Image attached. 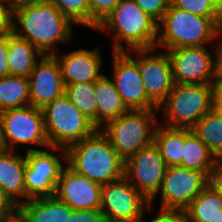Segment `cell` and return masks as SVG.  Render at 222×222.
I'll return each instance as SVG.
<instances>
[{
	"instance_id": "41",
	"label": "cell",
	"mask_w": 222,
	"mask_h": 222,
	"mask_svg": "<svg viewBox=\"0 0 222 222\" xmlns=\"http://www.w3.org/2000/svg\"><path fill=\"white\" fill-rule=\"evenodd\" d=\"M217 50L215 52V59H216V72L222 73V43L219 44L216 48Z\"/></svg>"
},
{
	"instance_id": "9",
	"label": "cell",
	"mask_w": 222,
	"mask_h": 222,
	"mask_svg": "<svg viewBox=\"0 0 222 222\" xmlns=\"http://www.w3.org/2000/svg\"><path fill=\"white\" fill-rule=\"evenodd\" d=\"M151 204L123 176L101 186L100 210L106 222H140Z\"/></svg>"
},
{
	"instance_id": "30",
	"label": "cell",
	"mask_w": 222,
	"mask_h": 222,
	"mask_svg": "<svg viewBox=\"0 0 222 222\" xmlns=\"http://www.w3.org/2000/svg\"><path fill=\"white\" fill-rule=\"evenodd\" d=\"M169 4L202 17H222L209 0H169Z\"/></svg>"
},
{
	"instance_id": "20",
	"label": "cell",
	"mask_w": 222,
	"mask_h": 222,
	"mask_svg": "<svg viewBox=\"0 0 222 222\" xmlns=\"http://www.w3.org/2000/svg\"><path fill=\"white\" fill-rule=\"evenodd\" d=\"M37 56L40 59H37ZM43 56L44 54L29 41L16 36L13 32L8 34L9 75L29 77Z\"/></svg>"
},
{
	"instance_id": "35",
	"label": "cell",
	"mask_w": 222,
	"mask_h": 222,
	"mask_svg": "<svg viewBox=\"0 0 222 222\" xmlns=\"http://www.w3.org/2000/svg\"><path fill=\"white\" fill-rule=\"evenodd\" d=\"M144 218L140 220L143 221ZM148 222H187L185 211L160 209L159 215Z\"/></svg>"
},
{
	"instance_id": "4",
	"label": "cell",
	"mask_w": 222,
	"mask_h": 222,
	"mask_svg": "<svg viewBox=\"0 0 222 222\" xmlns=\"http://www.w3.org/2000/svg\"><path fill=\"white\" fill-rule=\"evenodd\" d=\"M221 34L222 17H202L169 6L158 24L156 46L165 47L167 50L206 46V43L218 38Z\"/></svg>"
},
{
	"instance_id": "43",
	"label": "cell",
	"mask_w": 222,
	"mask_h": 222,
	"mask_svg": "<svg viewBox=\"0 0 222 222\" xmlns=\"http://www.w3.org/2000/svg\"><path fill=\"white\" fill-rule=\"evenodd\" d=\"M4 149V142H3V129H2V119L0 113V150Z\"/></svg>"
},
{
	"instance_id": "29",
	"label": "cell",
	"mask_w": 222,
	"mask_h": 222,
	"mask_svg": "<svg viewBox=\"0 0 222 222\" xmlns=\"http://www.w3.org/2000/svg\"><path fill=\"white\" fill-rule=\"evenodd\" d=\"M53 4L72 23L90 28L89 0H45Z\"/></svg>"
},
{
	"instance_id": "1",
	"label": "cell",
	"mask_w": 222,
	"mask_h": 222,
	"mask_svg": "<svg viewBox=\"0 0 222 222\" xmlns=\"http://www.w3.org/2000/svg\"><path fill=\"white\" fill-rule=\"evenodd\" d=\"M16 23L22 27L21 30ZM71 24L73 23L48 1L27 0L14 4L12 32L29 41L44 55L58 53L55 49L52 50L55 44L69 42Z\"/></svg>"
},
{
	"instance_id": "12",
	"label": "cell",
	"mask_w": 222,
	"mask_h": 222,
	"mask_svg": "<svg viewBox=\"0 0 222 222\" xmlns=\"http://www.w3.org/2000/svg\"><path fill=\"white\" fill-rule=\"evenodd\" d=\"M212 177L204 170L180 166L167 167L160 189L161 209L185 210L190 202L210 183Z\"/></svg>"
},
{
	"instance_id": "22",
	"label": "cell",
	"mask_w": 222,
	"mask_h": 222,
	"mask_svg": "<svg viewBox=\"0 0 222 222\" xmlns=\"http://www.w3.org/2000/svg\"><path fill=\"white\" fill-rule=\"evenodd\" d=\"M18 210L29 222H66L73 209L55 196L29 199Z\"/></svg>"
},
{
	"instance_id": "34",
	"label": "cell",
	"mask_w": 222,
	"mask_h": 222,
	"mask_svg": "<svg viewBox=\"0 0 222 222\" xmlns=\"http://www.w3.org/2000/svg\"><path fill=\"white\" fill-rule=\"evenodd\" d=\"M66 222H106L100 209L73 210Z\"/></svg>"
},
{
	"instance_id": "31",
	"label": "cell",
	"mask_w": 222,
	"mask_h": 222,
	"mask_svg": "<svg viewBox=\"0 0 222 222\" xmlns=\"http://www.w3.org/2000/svg\"><path fill=\"white\" fill-rule=\"evenodd\" d=\"M120 0H89L90 28L96 29L114 10Z\"/></svg>"
},
{
	"instance_id": "19",
	"label": "cell",
	"mask_w": 222,
	"mask_h": 222,
	"mask_svg": "<svg viewBox=\"0 0 222 222\" xmlns=\"http://www.w3.org/2000/svg\"><path fill=\"white\" fill-rule=\"evenodd\" d=\"M13 150H0V188L19 207L26 202L25 176L26 167L25 157L13 153ZM18 197L25 198L19 201ZM22 201V202H21Z\"/></svg>"
},
{
	"instance_id": "23",
	"label": "cell",
	"mask_w": 222,
	"mask_h": 222,
	"mask_svg": "<svg viewBox=\"0 0 222 222\" xmlns=\"http://www.w3.org/2000/svg\"><path fill=\"white\" fill-rule=\"evenodd\" d=\"M219 163L191 129H185L183 158L179 166L192 170H204L212 177Z\"/></svg>"
},
{
	"instance_id": "25",
	"label": "cell",
	"mask_w": 222,
	"mask_h": 222,
	"mask_svg": "<svg viewBox=\"0 0 222 222\" xmlns=\"http://www.w3.org/2000/svg\"><path fill=\"white\" fill-rule=\"evenodd\" d=\"M191 131L216 159L222 162V108L214 107L191 128Z\"/></svg>"
},
{
	"instance_id": "37",
	"label": "cell",
	"mask_w": 222,
	"mask_h": 222,
	"mask_svg": "<svg viewBox=\"0 0 222 222\" xmlns=\"http://www.w3.org/2000/svg\"><path fill=\"white\" fill-rule=\"evenodd\" d=\"M18 207L11 201V199L0 188V221L7 216L14 214Z\"/></svg>"
},
{
	"instance_id": "28",
	"label": "cell",
	"mask_w": 222,
	"mask_h": 222,
	"mask_svg": "<svg viewBox=\"0 0 222 222\" xmlns=\"http://www.w3.org/2000/svg\"><path fill=\"white\" fill-rule=\"evenodd\" d=\"M94 86L95 82L65 85L64 94L97 127V101Z\"/></svg>"
},
{
	"instance_id": "33",
	"label": "cell",
	"mask_w": 222,
	"mask_h": 222,
	"mask_svg": "<svg viewBox=\"0 0 222 222\" xmlns=\"http://www.w3.org/2000/svg\"><path fill=\"white\" fill-rule=\"evenodd\" d=\"M13 9L11 0H0V35H6L13 31Z\"/></svg>"
},
{
	"instance_id": "13",
	"label": "cell",
	"mask_w": 222,
	"mask_h": 222,
	"mask_svg": "<svg viewBox=\"0 0 222 222\" xmlns=\"http://www.w3.org/2000/svg\"><path fill=\"white\" fill-rule=\"evenodd\" d=\"M173 79L178 84H211L216 71V58L205 46L168 49Z\"/></svg>"
},
{
	"instance_id": "18",
	"label": "cell",
	"mask_w": 222,
	"mask_h": 222,
	"mask_svg": "<svg viewBox=\"0 0 222 222\" xmlns=\"http://www.w3.org/2000/svg\"><path fill=\"white\" fill-rule=\"evenodd\" d=\"M54 53L59 62L64 85L80 82H95L103 74L101 70V55L98 49H78L70 53Z\"/></svg>"
},
{
	"instance_id": "42",
	"label": "cell",
	"mask_w": 222,
	"mask_h": 222,
	"mask_svg": "<svg viewBox=\"0 0 222 222\" xmlns=\"http://www.w3.org/2000/svg\"><path fill=\"white\" fill-rule=\"evenodd\" d=\"M209 1L222 14V0H209Z\"/></svg>"
},
{
	"instance_id": "26",
	"label": "cell",
	"mask_w": 222,
	"mask_h": 222,
	"mask_svg": "<svg viewBox=\"0 0 222 222\" xmlns=\"http://www.w3.org/2000/svg\"><path fill=\"white\" fill-rule=\"evenodd\" d=\"M185 129L170 128L160 123L154 132L153 143L159 149L167 167L179 166L183 158Z\"/></svg>"
},
{
	"instance_id": "17",
	"label": "cell",
	"mask_w": 222,
	"mask_h": 222,
	"mask_svg": "<svg viewBox=\"0 0 222 222\" xmlns=\"http://www.w3.org/2000/svg\"><path fill=\"white\" fill-rule=\"evenodd\" d=\"M30 105L43 108L64 94L65 85L59 62L53 55H44L30 76Z\"/></svg>"
},
{
	"instance_id": "6",
	"label": "cell",
	"mask_w": 222,
	"mask_h": 222,
	"mask_svg": "<svg viewBox=\"0 0 222 222\" xmlns=\"http://www.w3.org/2000/svg\"><path fill=\"white\" fill-rule=\"evenodd\" d=\"M160 108L165 113V119L163 123H160L161 125L170 128L191 129L214 108L212 86L211 84L175 83L158 110Z\"/></svg>"
},
{
	"instance_id": "15",
	"label": "cell",
	"mask_w": 222,
	"mask_h": 222,
	"mask_svg": "<svg viewBox=\"0 0 222 222\" xmlns=\"http://www.w3.org/2000/svg\"><path fill=\"white\" fill-rule=\"evenodd\" d=\"M153 50L155 48L134 49L138 57L133 59L139 64L147 96L159 107L173 89L175 82L168 53L149 55Z\"/></svg>"
},
{
	"instance_id": "39",
	"label": "cell",
	"mask_w": 222,
	"mask_h": 222,
	"mask_svg": "<svg viewBox=\"0 0 222 222\" xmlns=\"http://www.w3.org/2000/svg\"><path fill=\"white\" fill-rule=\"evenodd\" d=\"M212 183L222 195V162H220L212 175Z\"/></svg>"
},
{
	"instance_id": "36",
	"label": "cell",
	"mask_w": 222,
	"mask_h": 222,
	"mask_svg": "<svg viewBox=\"0 0 222 222\" xmlns=\"http://www.w3.org/2000/svg\"><path fill=\"white\" fill-rule=\"evenodd\" d=\"M7 56H8V34L0 35V77H6L9 75Z\"/></svg>"
},
{
	"instance_id": "38",
	"label": "cell",
	"mask_w": 222,
	"mask_h": 222,
	"mask_svg": "<svg viewBox=\"0 0 222 222\" xmlns=\"http://www.w3.org/2000/svg\"><path fill=\"white\" fill-rule=\"evenodd\" d=\"M211 86L214 107L222 108V73L215 71Z\"/></svg>"
},
{
	"instance_id": "32",
	"label": "cell",
	"mask_w": 222,
	"mask_h": 222,
	"mask_svg": "<svg viewBox=\"0 0 222 222\" xmlns=\"http://www.w3.org/2000/svg\"><path fill=\"white\" fill-rule=\"evenodd\" d=\"M135 2L158 24L170 6L169 0H135Z\"/></svg>"
},
{
	"instance_id": "8",
	"label": "cell",
	"mask_w": 222,
	"mask_h": 222,
	"mask_svg": "<svg viewBox=\"0 0 222 222\" xmlns=\"http://www.w3.org/2000/svg\"><path fill=\"white\" fill-rule=\"evenodd\" d=\"M4 149L13 150L17 144L43 145L51 148L46 132L41 108L27 105L1 112ZM10 141V142H9Z\"/></svg>"
},
{
	"instance_id": "3",
	"label": "cell",
	"mask_w": 222,
	"mask_h": 222,
	"mask_svg": "<svg viewBox=\"0 0 222 222\" xmlns=\"http://www.w3.org/2000/svg\"><path fill=\"white\" fill-rule=\"evenodd\" d=\"M96 30L114 34V52H126L122 41L132 50L157 48L158 23L135 0H120Z\"/></svg>"
},
{
	"instance_id": "40",
	"label": "cell",
	"mask_w": 222,
	"mask_h": 222,
	"mask_svg": "<svg viewBox=\"0 0 222 222\" xmlns=\"http://www.w3.org/2000/svg\"><path fill=\"white\" fill-rule=\"evenodd\" d=\"M0 222H29L24 215L17 210L14 214L5 217Z\"/></svg>"
},
{
	"instance_id": "16",
	"label": "cell",
	"mask_w": 222,
	"mask_h": 222,
	"mask_svg": "<svg viewBox=\"0 0 222 222\" xmlns=\"http://www.w3.org/2000/svg\"><path fill=\"white\" fill-rule=\"evenodd\" d=\"M101 186L67 165L61 172L54 196L73 210L100 209Z\"/></svg>"
},
{
	"instance_id": "5",
	"label": "cell",
	"mask_w": 222,
	"mask_h": 222,
	"mask_svg": "<svg viewBox=\"0 0 222 222\" xmlns=\"http://www.w3.org/2000/svg\"><path fill=\"white\" fill-rule=\"evenodd\" d=\"M45 132L51 148L67 149L92 136L98 128L63 94L42 108Z\"/></svg>"
},
{
	"instance_id": "45",
	"label": "cell",
	"mask_w": 222,
	"mask_h": 222,
	"mask_svg": "<svg viewBox=\"0 0 222 222\" xmlns=\"http://www.w3.org/2000/svg\"><path fill=\"white\" fill-rule=\"evenodd\" d=\"M14 4L20 1H27V0H11Z\"/></svg>"
},
{
	"instance_id": "10",
	"label": "cell",
	"mask_w": 222,
	"mask_h": 222,
	"mask_svg": "<svg viewBox=\"0 0 222 222\" xmlns=\"http://www.w3.org/2000/svg\"><path fill=\"white\" fill-rule=\"evenodd\" d=\"M166 170L164 158L152 143L125 160L124 177L152 204L160 193Z\"/></svg>"
},
{
	"instance_id": "7",
	"label": "cell",
	"mask_w": 222,
	"mask_h": 222,
	"mask_svg": "<svg viewBox=\"0 0 222 222\" xmlns=\"http://www.w3.org/2000/svg\"><path fill=\"white\" fill-rule=\"evenodd\" d=\"M153 112L156 111L129 110L106 122L105 130L99 129L124 161L153 143L154 132L159 124Z\"/></svg>"
},
{
	"instance_id": "11",
	"label": "cell",
	"mask_w": 222,
	"mask_h": 222,
	"mask_svg": "<svg viewBox=\"0 0 222 222\" xmlns=\"http://www.w3.org/2000/svg\"><path fill=\"white\" fill-rule=\"evenodd\" d=\"M62 151L61 157L57 158L48 151L28 148L24 170L26 202L29 199L54 196L56 184L64 169L61 162L63 160L67 163V151Z\"/></svg>"
},
{
	"instance_id": "44",
	"label": "cell",
	"mask_w": 222,
	"mask_h": 222,
	"mask_svg": "<svg viewBox=\"0 0 222 222\" xmlns=\"http://www.w3.org/2000/svg\"><path fill=\"white\" fill-rule=\"evenodd\" d=\"M213 222H222V210L219 211L218 216L216 217L215 221Z\"/></svg>"
},
{
	"instance_id": "14",
	"label": "cell",
	"mask_w": 222,
	"mask_h": 222,
	"mask_svg": "<svg viewBox=\"0 0 222 222\" xmlns=\"http://www.w3.org/2000/svg\"><path fill=\"white\" fill-rule=\"evenodd\" d=\"M113 82L123 103L129 110H158L147 96L139 64L126 52L113 53Z\"/></svg>"
},
{
	"instance_id": "27",
	"label": "cell",
	"mask_w": 222,
	"mask_h": 222,
	"mask_svg": "<svg viewBox=\"0 0 222 222\" xmlns=\"http://www.w3.org/2000/svg\"><path fill=\"white\" fill-rule=\"evenodd\" d=\"M27 105H30L28 77H0V113Z\"/></svg>"
},
{
	"instance_id": "24",
	"label": "cell",
	"mask_w": 222,
	"mask_h": 222,
	"mask_svg": "<svg viewBox=\"0 0 222 222\" xmlns=\"http://www.w3.org/2000/svg\"><path fill=\"white\" fill-rule=\"evenodd\" d=\"M222 210V195L211 182L184 210L189 222H213Z\"/></svg>"
},
{
	"instance_id": "21",
	"label": "cell",
	"mask_w": 222,
	"mask_h": 222,
	"mask_svg": "<svg viewBox=\"0 0 222 222\" xmlns=\"http://www.w3.org/2000/svg\"><path fill=\"white\" fill-rule=\"evenodd\" d=\"M95 95L97 101V128H103V124L125 114L129 109L117 92L113 80L102 75L95 81Z\"/></svg>"
},
{
	"instance_id": "2",
	"label": "cell",
	"mask_w": 222,
	"mask_h": 222,
	"mask_svg": "<svg viewBox=\"0 0 222 222\" xmlns=\"http://www.w3.org/2000/svg\"><path fill=\"white\" fill-rule=\"evenodd\" d=\"M66 151L67 165L73 171L101 185L124 176L125 161L99 129Z\"/></svg>"
}]
</instances>
